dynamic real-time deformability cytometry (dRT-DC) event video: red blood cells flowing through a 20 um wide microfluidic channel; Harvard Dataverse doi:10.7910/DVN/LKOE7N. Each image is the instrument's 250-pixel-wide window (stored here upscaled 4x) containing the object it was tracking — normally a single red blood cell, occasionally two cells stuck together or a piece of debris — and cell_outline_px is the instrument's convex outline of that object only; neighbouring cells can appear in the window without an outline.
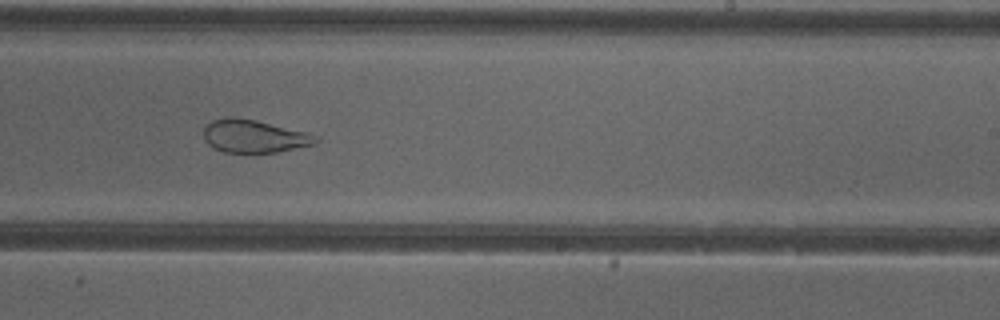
{"species": "common noctule bat (a hibernating species)", "species_latin": "Nyctalus noctula", "temperature_condition": "cold", "stored_images_in_passage": 48, "camera_frame_rate_fps": 3000, "um_per_image_px": 0.085, "animal": {"sex": "female"}, "frame": {"image": 1, "passage_image": 28, "time_ms": 9.0, "image_size_px": [1000, 320], "cell_outline_px": [[320, 140], [316, 144], [276, 152], [224, 152], [208, 144], [204, 140], [204, 128], [212, 120], [228, 116], [232, 116], [256, 120], [308, 132], [320, 136]], "centroid_in_image_um": [21.64, 11.56], "position_along_channel_um": 267.4, "area_um2": 21.62}}